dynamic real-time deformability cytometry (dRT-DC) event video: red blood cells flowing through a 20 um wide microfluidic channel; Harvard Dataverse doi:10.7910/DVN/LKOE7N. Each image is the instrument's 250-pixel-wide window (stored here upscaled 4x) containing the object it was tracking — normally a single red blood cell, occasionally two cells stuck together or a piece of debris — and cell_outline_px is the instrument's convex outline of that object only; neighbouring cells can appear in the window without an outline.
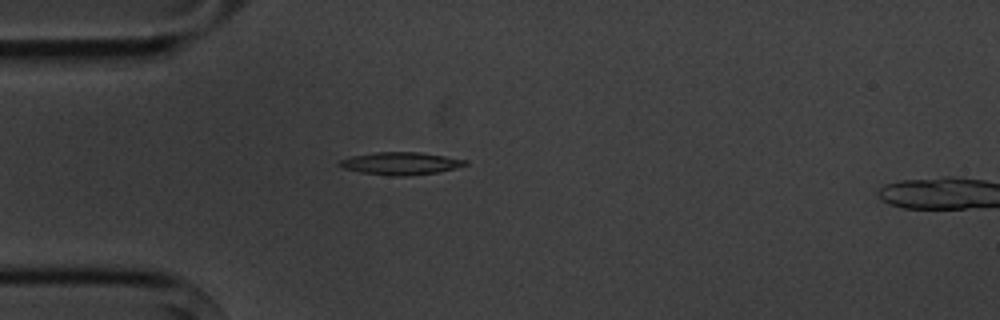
{"species": "common noctule bat (a hibernating species)", "species_latin": "Nyctalus noctula", "temperature_condition": "cold", "stored_images_in_passage": 2, "camera_frame_rate_fps": 3000, "um_per_image_px": 0.085, "animal": {"sex": "male", "body_mass_g": 20.1, "forearm_length_mm": 53.5}, "frame": {"image": 1, "passage_image": 1, "time_ms": 0.0, "image_size_px": [1000, 320], "cell_outline_px": [[468, 164], [456, 168], [440, 172], [404, 176], [392, 176], [360, 172], [344, 168], [336, 164], [336, 160], [352, 156], [376, 152], [416, 152], [444, 156], [468, 160]], "centroid_in_image_um": [34.03, 13.89], "position_along_channel_um": 51.0, "area_um2": 16.59}}